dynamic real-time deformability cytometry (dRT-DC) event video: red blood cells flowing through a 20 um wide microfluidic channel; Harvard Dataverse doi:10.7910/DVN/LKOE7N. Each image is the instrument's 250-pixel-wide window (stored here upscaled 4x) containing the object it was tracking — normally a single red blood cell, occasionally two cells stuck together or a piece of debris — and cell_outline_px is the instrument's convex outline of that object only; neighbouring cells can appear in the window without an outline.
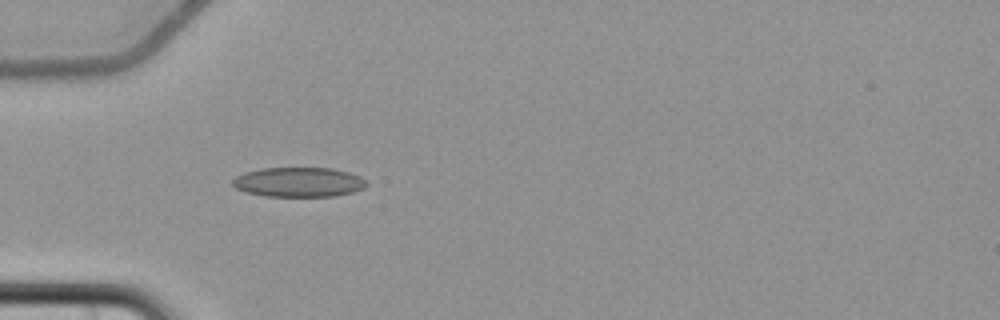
{"species": "common noctule bat (a hibernating species)", "species_latin": "Nyctalus noctula", "temperature_condition": "cold", "stored_images_in_passage": 3, "camera_frame_rate_fps": 3000, "um_per_image_px": 0.085, "animal": {"sex": "female", "body_mass_g": 22.7, "forearm_length_mm": 54.2}, "frame": {"image": 1, "passage_image": 1, "time_ms": 0.0, "image_size_px": [1000, 320], "cell_outline_px": [[368, 184], [364, 188], [352, 192], [336, 196], [264, 196], [244, 192], [236, 188], [232, 184], [232, 180], [236, 176], [244, 172], [260, 168], [332, 168], [348, 172], [360, 176]], "centroid_in_image_um": [25.36, 15.48], "position_along_channel_um": 59.6, "area_um2": 23.24}}
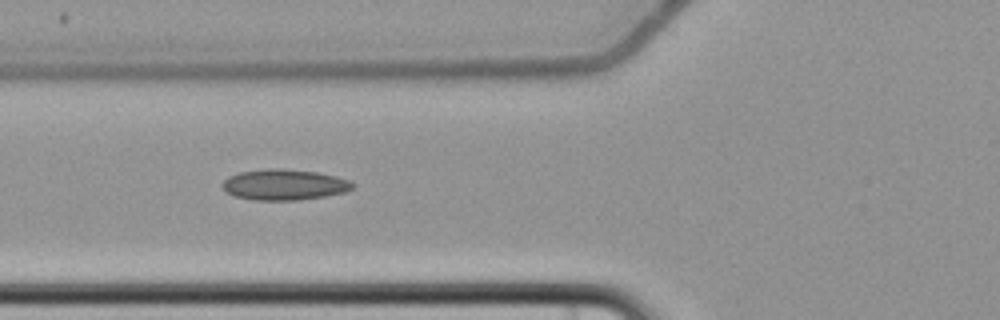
{"frame": {"image": 2, "passage_image": 2, "time_ms": 1.333, "image_size_px": [1000, 320], "cell_outline_px": [[356, 184], [352, 188], [344, 192], [324, 196], [300, 200], [252, 200], [236, 196], [224, 192], [220, 184], [228, 176], [240, 172], [272, 168], [280, 168], [316, 172], [336, 176], [348, 180]], "centroid_in_image_um": [24.12, 15.7], "position_along_channel_um": 101.7, "area_um2": 23.41}}
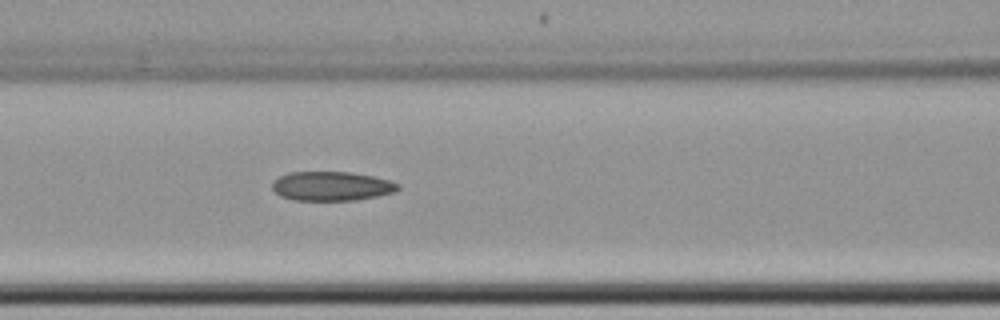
{"frame": {"image": 3, "passage_image": 3, "time_ms": 2.333, "image_size_px": [1000, 320], "cell_outline_px": [[400, 188], [396, 192], [356, 200], [292, 200], [280, 196], [272, 188], [272, 184], [280, 176], [288, 172], [348, 172], [372, 176], [388, 180], [400, 184]], "centroid_in_image_um": [28.19, 15.82], "position_along_channel_um": 138.4, "area_um2": 21.33}}